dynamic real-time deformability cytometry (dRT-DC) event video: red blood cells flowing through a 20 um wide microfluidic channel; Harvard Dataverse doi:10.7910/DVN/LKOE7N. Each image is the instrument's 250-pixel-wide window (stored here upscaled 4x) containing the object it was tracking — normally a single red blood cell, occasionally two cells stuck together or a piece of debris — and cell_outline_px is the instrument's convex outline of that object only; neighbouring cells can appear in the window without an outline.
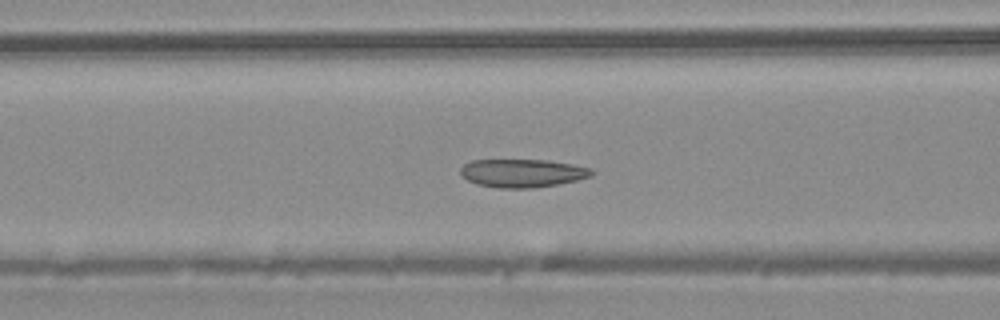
{"species": "common noctule bat (a hibernating species)", "species_latin": "Nyctalus noctula", "temperature_condition": "warm", "stored_images_in_passage": 37, "camera_frame_rate_fps": 3000, "um_per_image_px": 0.085, "animal": {"sex": "male", "body_mass_g": 20.4}, "frame": {"image": 1, "passage_image": 8, "time_ms": 2.333, "image_size_px": [1000, 320], "cell_outline_px": [[596, 172], [592, 176], [576, 180], [556, 184], [532, 188], [496, 188], [476, 184], [460, 176], [460, 168], [464, 164], [472, 160], [548, 160], [572, 164], [592, 168]], "centroid_in_image_um": [44.4, 14.71], "position_along_channel_um": 122.2, "area_um2": 21.73}}
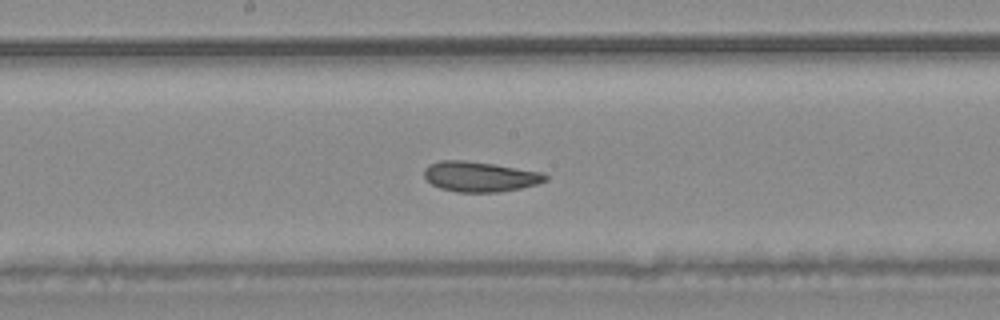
{"frame": {"image": 2, "passage_image": 14, "time_ms": 4.333, "image_size_px": [1000, 320], "cell_outline_px": [[548, 180], [536, 184], [520, 188], [500, 192], [456, 192], [440, 188], [432, 184], [424, 176], [424, 168], [428, 164], [440, 160], [464, 160], [492, 164], [540, 172], [548, 176]], "centroid_in_image_um": [40.75, 15.01], "position_along_channel_um": 207.4, "area_um2": 21.21}}
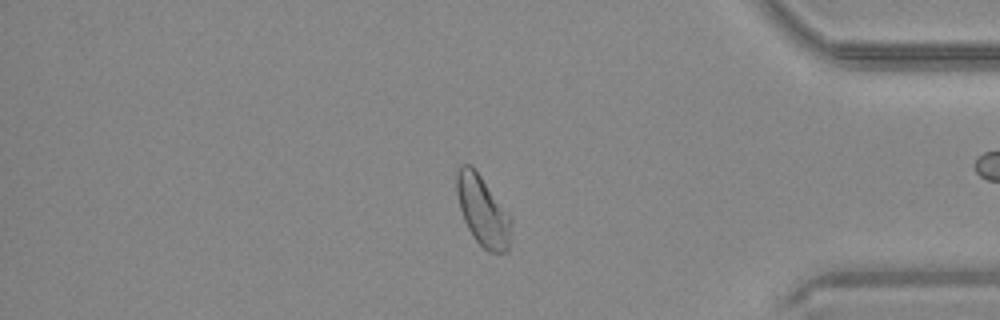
{"frame": {"image": 3, "passage_image": 29, "time_ms": 9.333, "image_size_px": [1000, 320], "cell_outline_px": [[512, 220], [508, 252], [488, 252], [472, 236], [464, 220], [460, 208], [456, 192], [456, 172], [460, 164], [472, 164], [512, 216]], "centroid_in_image_um": [41.04, 17.89], "position_along_channel_um": 394.2, "area_um2": 22.6}}